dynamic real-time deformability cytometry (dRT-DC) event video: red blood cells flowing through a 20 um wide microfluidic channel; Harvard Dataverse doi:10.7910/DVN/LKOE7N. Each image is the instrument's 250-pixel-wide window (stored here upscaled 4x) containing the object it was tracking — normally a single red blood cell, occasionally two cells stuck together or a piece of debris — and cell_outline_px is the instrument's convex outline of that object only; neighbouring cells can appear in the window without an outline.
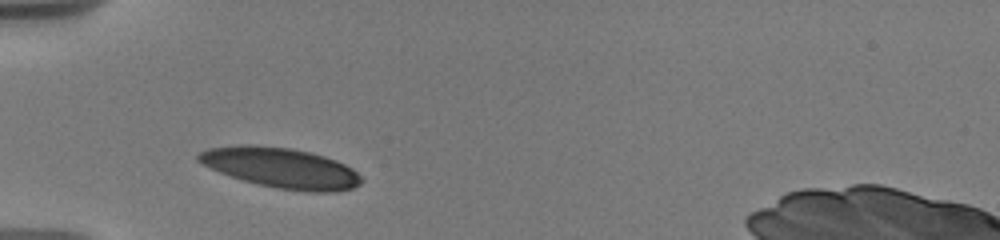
{"species": "human", "species_latin": "Homo sapiens", "temperature_condition": "warm", "stored_images_in_passage": 15, "camera_frame_rate_fps": 3000, "um_per_image_px": 0.085, "donor": {"sex": "male"}, "frame": {"image": 1, "passage_image": 1, "time_ms": 0.0, "image_size_px": [1000, 240], "cell_outline_px": [[364, 180], [360, 184], [352, 188], [336, 192], [308, 192], [276, 188], [244, 180], [220, 172], [196, 160], [196, 156], [200, 152], [208, 148], [236, 144], [252, 144], [292, 148], [312, 152], [336, 160], [352, 168]], "centroid_in_image_um": [23.9, 14.25], "position_along_channel_um": 61.1, "area_um2": 38.32}}
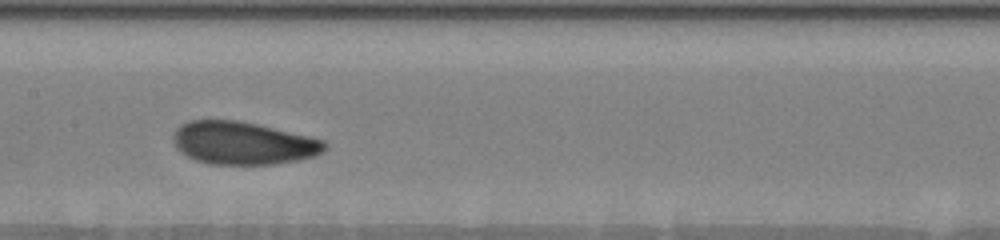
{"frame": {"image": 2, "passage_image": 4, "time_ms": 3.667, "image_size_px": [1000, 240], "cell_outline_px": [[328, 148], [324, 152], [316, 156], [300, 160], [272, 164], [212, 164], [196, 160], [180, 152], [176, 148], [172, 136], [176, 128], [180, 124], [188, 120], [236, 120], [256, 124], [308, 136], [324, 140], [328, 144]], "centroid_in_image_um": [20.67, 12.16], "position_along_channel_um": 186.7, "area_um2": 37.92}}
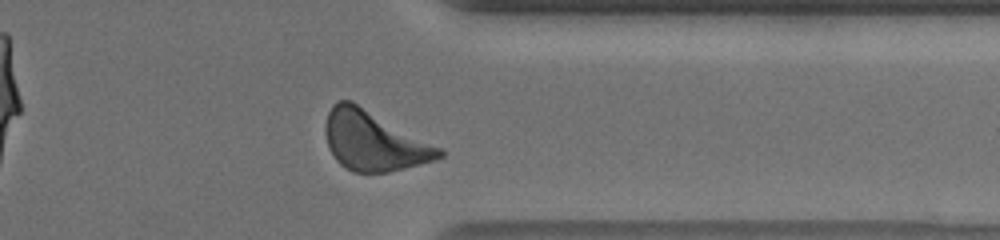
{"frame": {"image": 3, "passage_image": 13, "time_ms": 9.0, "image_size_px": [1000, 240], "cell_outline_px": [[444, 156], [420, 164], [388, 172], [352, 172], [340, 164], [336, 160], [328, 148], [324, 132], [324, 124], [328, 112], [332, 104], [336, 100], [352, 100], [444, 148]], "centroid_in_image_um": [31.76, 11.95], "position_along_channel_um": 379.6, "area_um2": 40.06}, "authors_computed_cell_mechanics": {"area_um2": 37.3388, "velocity_mm_per_s": 3.6377, "shape_relaxation_time_tau1_ms": 2.1296, "shape_relaxation_time_tau2_ms": 4.4053, "deformation_change_tau1": 0.0833, "deformation_change_tau2": 0.1136}}